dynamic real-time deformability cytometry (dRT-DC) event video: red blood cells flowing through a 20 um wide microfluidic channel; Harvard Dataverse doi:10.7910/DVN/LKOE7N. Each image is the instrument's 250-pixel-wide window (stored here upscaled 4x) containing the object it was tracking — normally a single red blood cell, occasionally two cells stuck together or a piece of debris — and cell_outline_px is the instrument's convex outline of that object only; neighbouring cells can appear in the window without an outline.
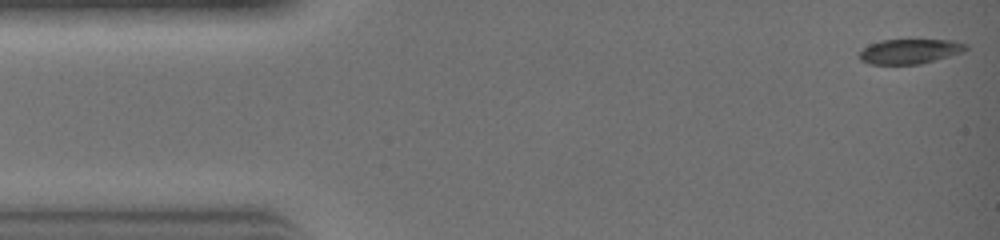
{"species": "common noctule bat (a hibernating species)", "species_latin": "Nyctalus noctula", "temperature_condition": "warm", "stored_images_in_passage": 30, "camera_frame_rate_fps": 3000, "um_per_image_px": 0.085, "animal": {"sex": "female", "body_mass_g": 19.0, "forearm_length_mm": 51.5}, "frame": {"image": 1, "passage_image": 1, "time_ms": 0.0, "image_size_px": [1000, 240], "cell_outline_px": [[968, 48], [960, 52], [920, 64], [872, 64], [860, 60], [860, 52], [864, 48], [872, 44], [884, 40], [948, 40], [964, 44]], "centroid_in_image_um": [77.29, 4.37], "position_along_channel_um": 7.7, "area_um2": 14.8}}
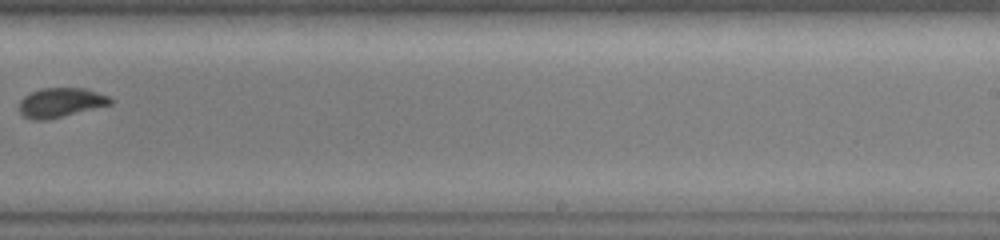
{"frame": {"image": 2, "passage_image": 19, "time_ms": 6.0, "image_size_px": [1000, 240], "cell_outline_px": [[112, 104], [48, 120], [32, 120], [24, 116], [20, 112], [20, 100], [24, 96], [40, 88], [84, 88], [108, 96], [112, 100]], "centroid_in_image_um": [5.14, 8.72], "position_along_channel_um": 283.9, "area_um2": 15.55}}
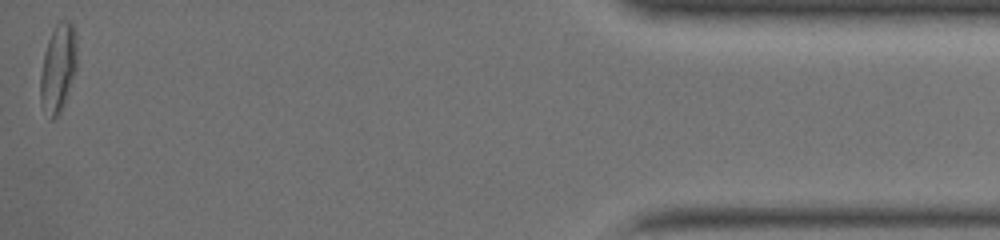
{"frame": {"image": 3, "passage_image": 30, "time_ms": 9.667, "image_size_px": [1000, 240], "cell_outline_px": [[76, 72], [64, 104], [60, 112], [52, 120], [40, 100], [40, 76], [44, 52], [48, 40], [56, 24], [60, 20], [68, 20], [72, 24], [76, 32]], "centroid_in_image_um": [4.95, 5.74], "position_along_channel_um": 430.2, "area_um2": 18.73}}